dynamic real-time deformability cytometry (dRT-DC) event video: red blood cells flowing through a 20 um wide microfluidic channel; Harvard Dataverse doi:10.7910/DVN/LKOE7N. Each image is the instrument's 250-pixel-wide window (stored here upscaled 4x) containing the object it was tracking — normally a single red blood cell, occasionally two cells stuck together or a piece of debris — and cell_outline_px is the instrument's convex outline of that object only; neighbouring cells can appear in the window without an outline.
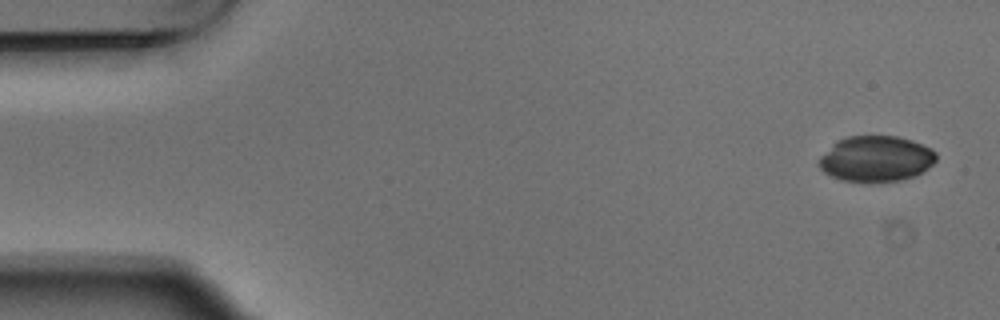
{"species": "Egyptian fruit bat (a non-hibernating species)", "species_latin": "Rousettus aegyptiacus", "temperature_condition": "warm", "stored_images_in_passage": 5, "camera_frame_rate_fps": 3000, "um_per_image_px": 0.085, "animal": {"sex": "male"}, "frame": {"image": 1, "passage_image": 1, "time_ms": 0.0, "image_size_px": [1000, 320], "cell_outline_px": [[936, 160], [924, 172], [916, 176], [900, 180], [840, 180], [824, 172], [820, 168], [816, 160], [836, 140], [848, 136], [896, 136], [912, 140], [932, 148], [936, 152]], "centroid_in_image_um": [74.46, 13.47], "position_along_channel_um": 10.5, "area_um2": 31.15}}
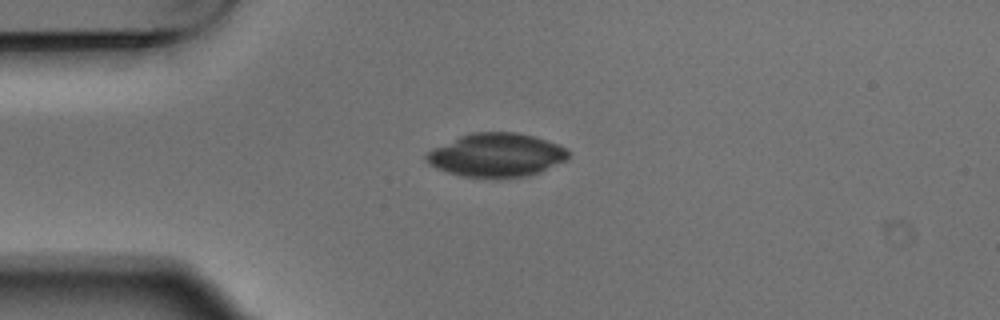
{"frame": {"image": 2, "passage_image": 4, "time_ms": 1.0, "image_size_px": [1000, 320], "cell_outline_px": [[568, 156], [564, 160], [540, 172], [524, 176], [460, 176], [436, 168], [428, 164], [424, 160], [424, 156], [432, 148], [460, 136], [472, 132], [516, 132], [536, 136], [560, 144], [568, 148]], "centroid_in_image_um": [42.18, 13.15], "position_along_channel_um": 42.8, "area_um2": 35.78}}